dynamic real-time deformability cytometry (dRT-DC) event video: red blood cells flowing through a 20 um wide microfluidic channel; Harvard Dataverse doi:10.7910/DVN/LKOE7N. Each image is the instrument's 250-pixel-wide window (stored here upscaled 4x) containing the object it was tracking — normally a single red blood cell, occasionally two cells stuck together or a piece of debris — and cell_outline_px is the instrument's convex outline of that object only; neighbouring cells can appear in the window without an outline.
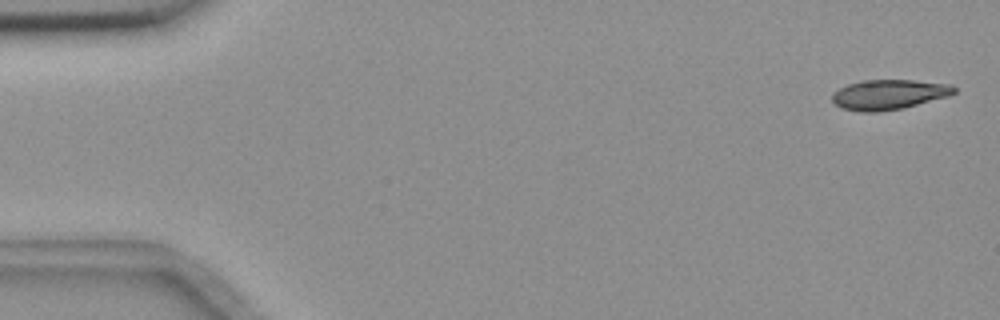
{"species": "common noctule bat (a hibernating species)", "species_latin": "Nyctalus noctula", "temperature_condition": "room temperature", "stored_images_in_passage": 54, "camera_frame_rate_fps": 3000, "um_per_image_px": 0.085, "animal": {"sex": "female", "body_mass_g": 18.4}, "frame": {"image": 1, "passage_image": 1, "time_ms": 0.0, "image_size_px": [1000, 320], "cell_outline_px": [[956, 92], [948, 96], [904, 108], [880, 112], [860, 112], [840, 108], [832, 100], [832, 92], [848, 84], [864, 80], [912, 80], [952, 84], [956, 88]], "centroid_in_image_um": [75.55, 8.04], "position_along_channel_um": 9.5, "area_um2": 21.44}}
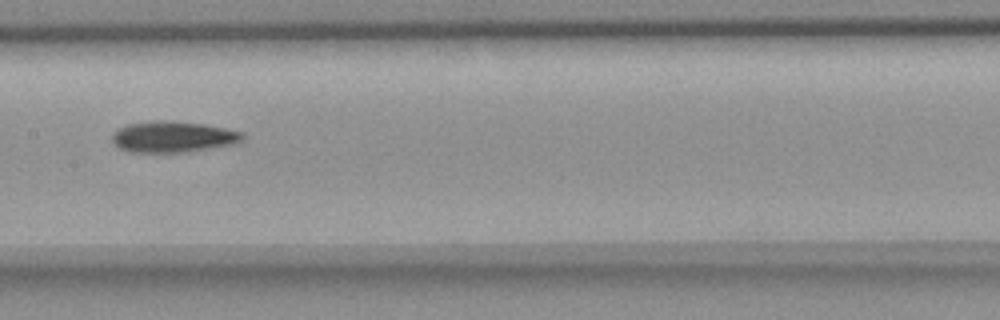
{"frame": {"image": 2, "passage_image": 27, "time_ms": 8.667, "image_size_px": [1000, 320], "cell_outline_px": [[244, 136], [240, 140], [232, 144], [212, 148], [188, 152], [128, 152], [112, 144], [112, 132], [128, 124], [152, 120], [160, 120], [204, 124], [244, 132]], "centroid_in_image_um": [14.66, 11.63], "position_along_channel_um": 192.7, "area_um2": 23.64}}
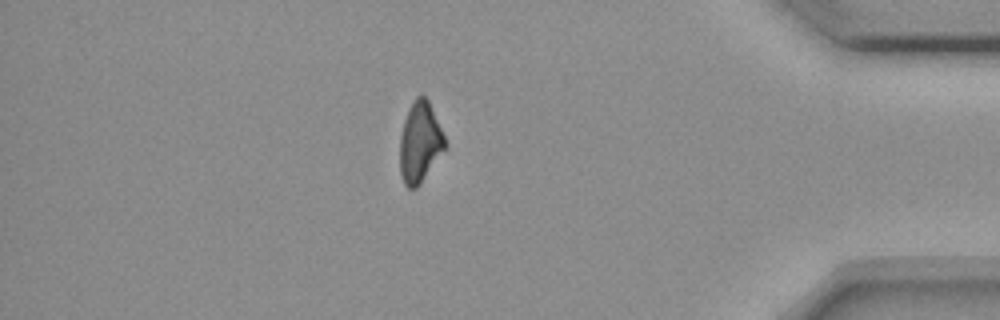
{"frame": {"image": 3, "passage_image": 47, "time_ms": 15.333, "image_size_px": [1000, 320], "cell_outline_px": [[448, 144], [416, 188], [408, 188], [404, 184], [400, 172], [400, 136], [404, 120], [408, 108], [416, 96], [420, 92], [428, 100]], "centroid_in_image_um": [35.68, 12.06], "position_along_channel_um": 399.5, "area_um2": 20.98}, "authors_computed_cell_mechanics": {"area_um2": 22.3975, "velocity_mm_per_s": 3.6577, "shape_relaxation_time_tau1_ms": 8.3575, "shape_relaxation_time_tau2_ms": null, "deformation_change_tau1": 0.1753, "deformation_change_tau2": null}}